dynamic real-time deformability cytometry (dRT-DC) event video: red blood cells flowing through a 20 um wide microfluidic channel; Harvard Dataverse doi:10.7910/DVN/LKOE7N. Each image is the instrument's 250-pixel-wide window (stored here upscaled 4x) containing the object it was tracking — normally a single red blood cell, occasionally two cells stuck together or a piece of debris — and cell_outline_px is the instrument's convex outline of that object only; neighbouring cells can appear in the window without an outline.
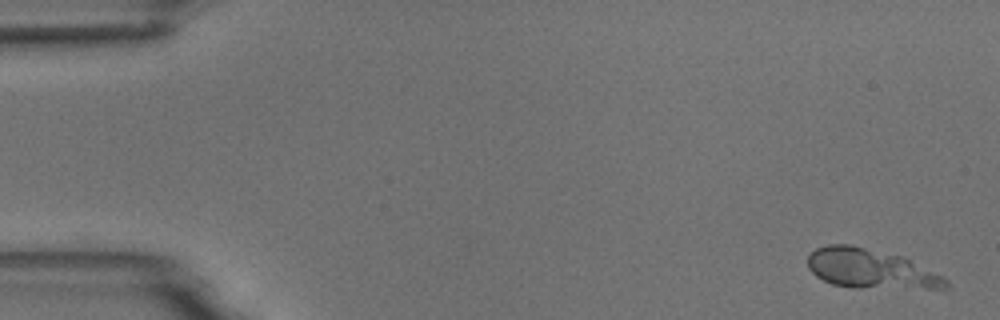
{"species": "common noctule bat (a hibernating species)", "species_latin": "Nyctalus noctula", "temperature_condition": "room temperature", "stored_images_in_passage": 6, "camera_frame_rate_fps": 3000, "um_per_image_px": 0.085, "animal": {"sex": "male", "body_mass_g": 18.8}, "frame": {"image": 1, "passage_image": 1, "time_ms": 0.0, "image_size_px": [1000, 320], "cell_outline_px": [[952, 288], [852, 288], [832, 284], [816, 276], [808, 268], [808, 256], [816, 248], [828, 244], [852, 244], [900, 256], [948, 280]], "centroid_in_image_um": [73.94, 22.86], "position_along_channel_um": 11.1, "area_um2": 31.44}}